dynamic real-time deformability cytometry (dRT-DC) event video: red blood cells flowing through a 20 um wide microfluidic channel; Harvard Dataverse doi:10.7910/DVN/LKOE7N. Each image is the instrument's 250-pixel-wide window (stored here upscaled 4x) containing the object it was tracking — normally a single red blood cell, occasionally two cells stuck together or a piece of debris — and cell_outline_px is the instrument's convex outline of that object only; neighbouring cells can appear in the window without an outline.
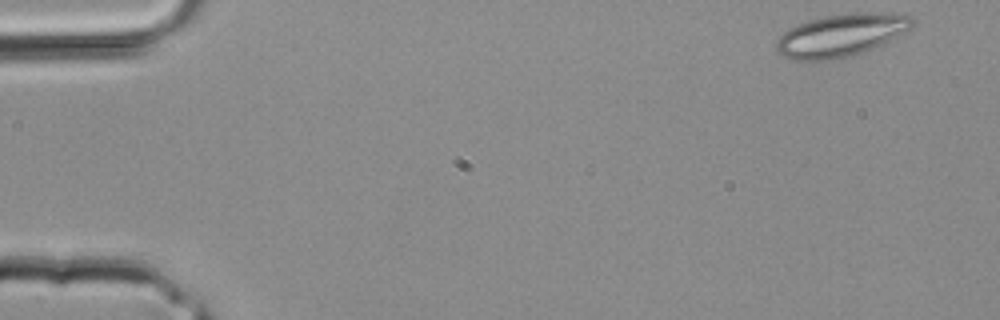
{"species": "common noctule bat (a hibernating species)", "species_latin": "Nyctalus noctula", "temperature_condition": "room temperature", "stored_images_in_passage": 4, "camera_frame_rate_fps": 3000, "um_per_image_px": 0.085, "animal": {"sex": "male", "body_mass_g": 20.4}, "frame": {"image": 1, "passage_image": 1, "time_ms": 0.0, "image_size_px": [1000, 320], "cell_outline_px": [[916, 20], [912, 28], [896, 40], [864, 52], [836, 60], [792, 60], [776, 52], [776, 40], [788, 28], [812, 20], [828, 16], [864, 12], [888, 12], [912, 16]], "centroid_in_image_um": [71.59, 3.01], "position_along_channel_um": 13.4, "area_um2": 34.28}}